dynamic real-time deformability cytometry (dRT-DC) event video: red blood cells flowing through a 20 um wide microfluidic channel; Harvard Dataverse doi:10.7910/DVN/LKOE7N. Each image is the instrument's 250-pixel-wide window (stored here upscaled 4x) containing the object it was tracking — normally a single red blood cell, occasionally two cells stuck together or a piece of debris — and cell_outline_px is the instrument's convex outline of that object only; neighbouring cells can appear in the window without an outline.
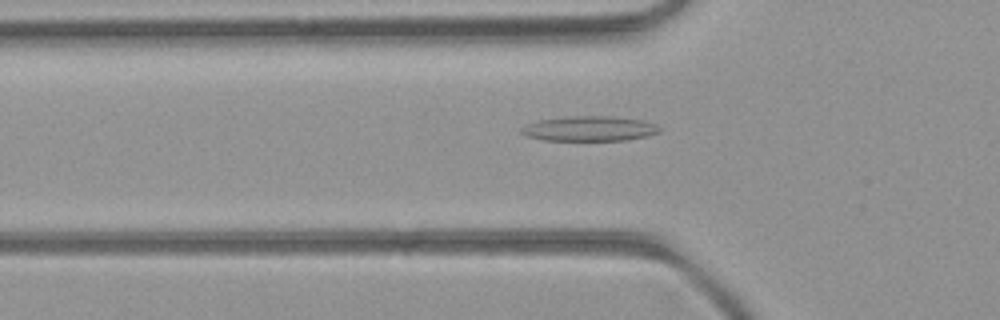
{"species": "common noctule bat (a hibernating species)", "species_latin": "Nyctalus noctula", "temperature_condition": "room temperature", "stored_images_in_passage": 43, "camera_frame_rate_fps": 3000, "um_per_image_px": 0.085, "animal": {"sex": "female", "body_mass_g": 21.9}, "frame": {"image": 1, "passage_image": 10, "time_ms": 3.0, "image_size_px": [1000, 320], "cell_outline_px": [[660, 132], [628, 140], [544, 140], [528, 136], [520, 132], [520, 128], [536, 120], [572, 116], [612, 116], [644, 120], [656, 124], [660, 128]], "centroid_in_image_um": [50.11, 10.92], "position_along_channel_um": 75.7, "area_um2": 20.06}}
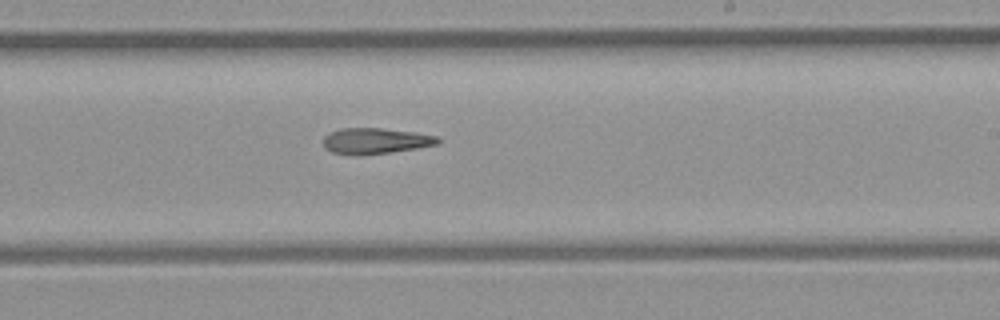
{"frame": {"image": 2, "passage_image": 23, "time_ms": 7.333, "image_size_px": [1000, 320], "cell_outline_px": [[440, 144], [416, 148], [364, 156], [356, 156], [332, 152], [324, 148], [324, 136], [340, 128], [380, 128], [412, 132], [436, 136], [440, 140]], "centroid_in_image_um": [31.89, 11.99], "position_along_channel_um": 257.1, "area_um2": 17.28}}
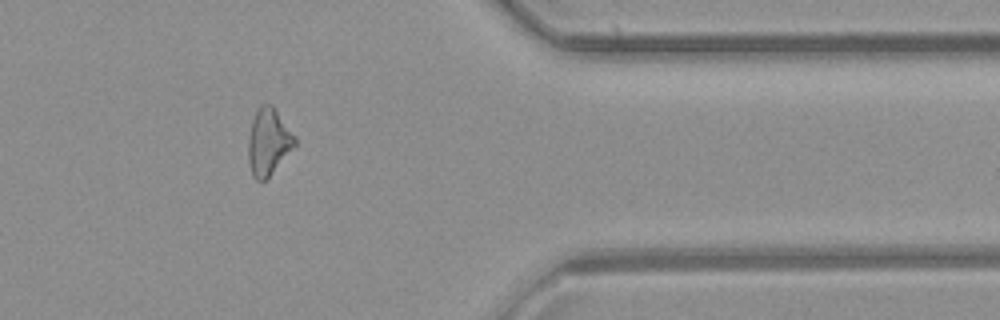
{"frame": {"image": 3, "passage_image": 34, "time_ms": 11.0, "image_size_px": [1000, 320], "cell_outline_px": [[296, 144], [268, 176], [264, 180], [256, 180], [252, 176], [248, 160], [248, 140], [252, 120], [260, 104], [272, 104], [296, 140]], "centroid_in_image_um": [22.77, 12.05], "position_along_channel_um": 388.6, "area_um2": 17.51}}